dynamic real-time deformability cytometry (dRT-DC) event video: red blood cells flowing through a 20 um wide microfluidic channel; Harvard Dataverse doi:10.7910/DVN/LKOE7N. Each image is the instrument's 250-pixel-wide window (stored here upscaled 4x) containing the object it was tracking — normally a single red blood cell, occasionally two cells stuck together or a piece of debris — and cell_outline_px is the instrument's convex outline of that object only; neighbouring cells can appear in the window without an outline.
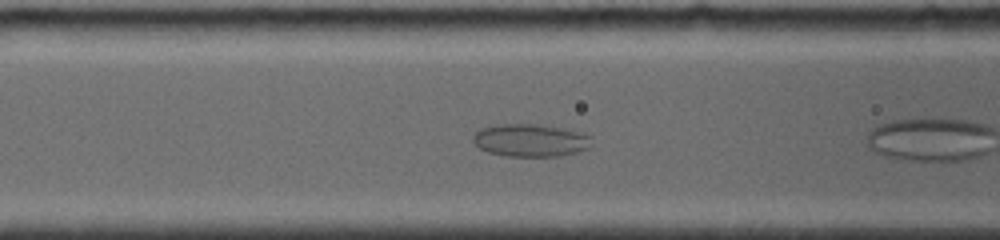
{"species": "common noctule bat (a hibernating species)", "species_latin": "Nyctalus noctula", "temperature_condition": "room temperature", "stored_images_in_passage": 25, "camera_frame_rate_fps": 4000, "um_per_image_px": 0.085, "animal": {"sex": "female", "body_mass_g": 19.0, "forearm_length_mm": 56.7}, "frame": {"image": 1, "passage_image": 8, "time_ms": 1.75, "image_size_px": [1000, 240], "cell_outline_px": [[588, 148], [576, 152], [560, 156], [508, 156], [488, 152], [480, 148], [472, 140], [472, 136], [480, 128], [496, 124], [536, 124], [564, 128], [580, 132], [588, 136]], "centroid_in_image_um": [45.02, 11.92], "position_along_channel_um": 121.6, "area_um2": 22.37}}
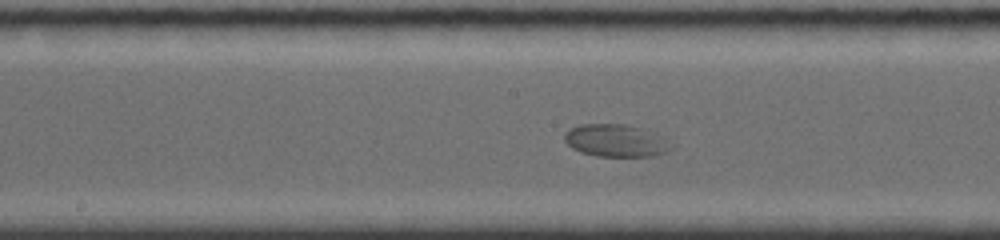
{"frame": {"image": 2, "passage_image": 17, "time_ms": 3.75, "image_size_px": [1000, 240], "cell_outline_px": [[676, 148], [652, 156], [596, 156], [580, 152], [572, 148], [564, 140], [564, 132], [568, 128], [580, 124], [624, 124], [644, 128], [664, 136]], "centroid_in_image_um": [52.37, 11.94], "position_along_channel_um": 195.8, "area_um2": 20.58}}
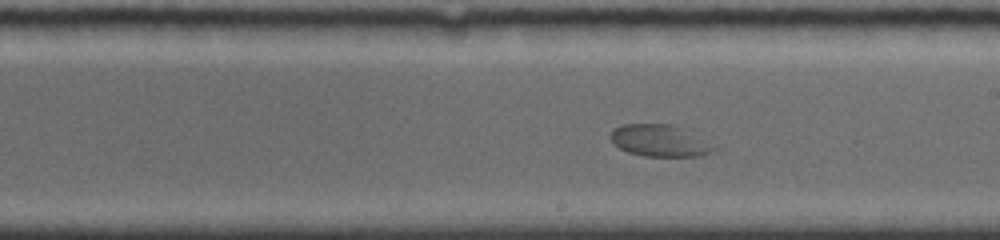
{"frame": {"image": 3, "passage_image": 21, "time_ms": 4.75, "image_size_px": [1000, 240], "cell_outline_px": [[720, 148], [716, 152], [696, 156], [644, 156], [628, 152], [620, 148], [608, 136], [616, 128], [624, 124], [672, 124], [688, 128]], "centroid_in_image_um": [56.2, 11.95], "position_along_channel_um": 232.8, "area_um2": 19.59}}